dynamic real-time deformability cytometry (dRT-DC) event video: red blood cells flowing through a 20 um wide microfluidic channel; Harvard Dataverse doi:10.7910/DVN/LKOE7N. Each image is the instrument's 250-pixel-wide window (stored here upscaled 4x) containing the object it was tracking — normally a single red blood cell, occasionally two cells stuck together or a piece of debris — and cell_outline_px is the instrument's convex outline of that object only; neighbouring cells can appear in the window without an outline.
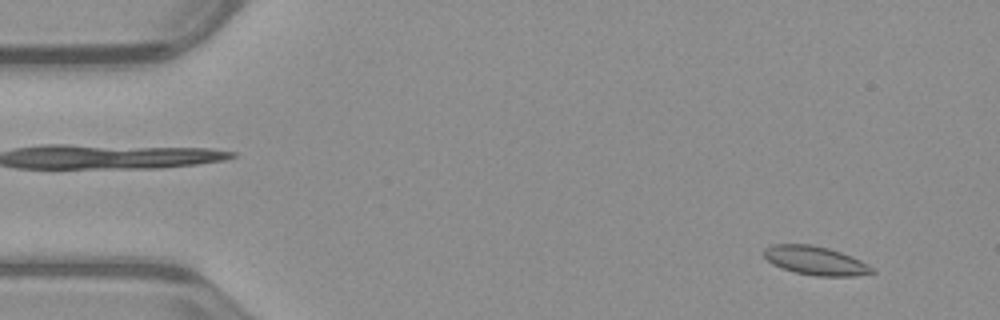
{"species": "common noctule bat (a hibernating species)", "species_latin": "Nyctalus noctula", "temperature_condition": "warm", "stored_images_in_passage": 52, "camera_frame_rate_fps": 3000, "um_per_image_px": 0.085, "animal": {"sex": "male", "body_mass_g": 23.1, "forearm_length_mm": 52.7}, "frame": {"image": 1, "passage_image": 4, "time_ms": 1.0, "image_size_px": [1000, 320], "cell_outline_px": [[876, 272], [856, 276], [816, 276], [796, 272], [780, 268], [772, 264], [764, 256], [764, 248], [772, 244], [812, 244], [828, 248], [840, 252], [860, 260], [868, 264]], "centroid_in_image_um": [69.29, 22.15], "position_along_channel_um": 15.7, "area_um2": 18.09}}
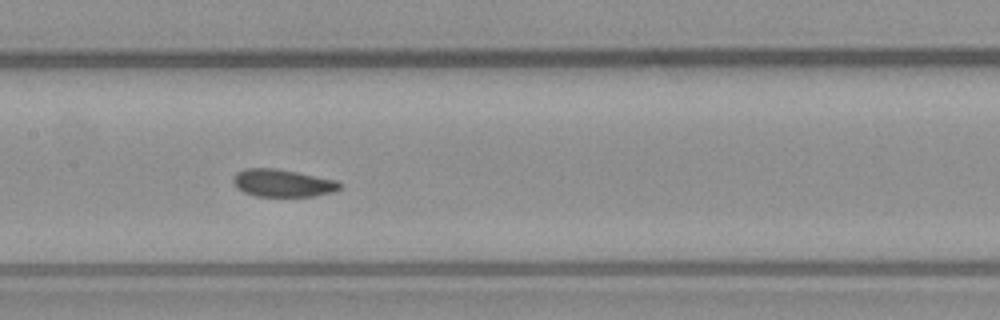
{"frame": {"image": 2, "passage_image": 25, "time_ms": 8.0, "image_size_px": [1000, 320], "cell_outline_px": [[344, 184], [336, 192], [312, 196], [256, 196], [244, 192], [236, 188], [232, 180], [236, 172], [244, 168], [276, 168], [340, 180]], "centroid_in_image_um": [24.07, 15.55], "position_along_channel_um": 183.3, "area_um2": 17.46}}
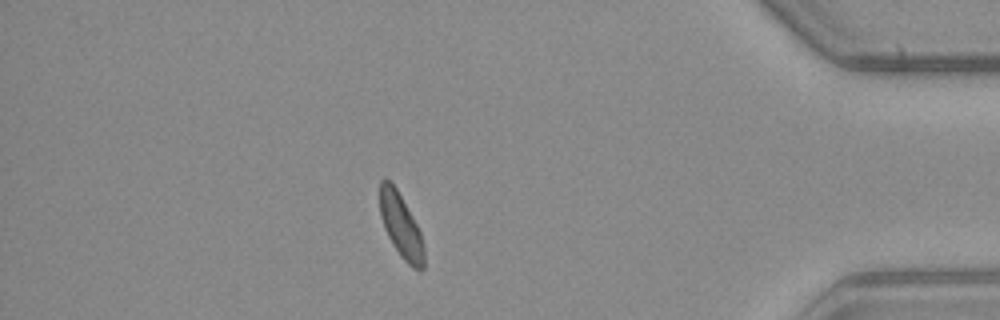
{"frame": {"image": 3, "passage_image": 45, "time_ms": 14.667, "image_size_px": [1000, 320], "cell_outline_px": [[424, 268], [420, 272], [412, 268], [400, 256], [392, 244], [384, 228], [380, 216], [380, 180], [384, 176], [396, 188], [416, 224], [420, 232], [424, 244]], "centroid_in_image_um": [34.08, 19.23], "position_along_channel_um": 401.1, "area_um2": 16.47}, "authors_computed_cell_mechanics": {"area_um2": 17.629, "velocity_mm_per_s": 3.934, "shape_relaxation_time_tau1_ms": null, "shape_relaxation_time_tau2_ms": 0.9183, "deformation_change_tau1": null, "deformation_change_tau2": 0.047}}